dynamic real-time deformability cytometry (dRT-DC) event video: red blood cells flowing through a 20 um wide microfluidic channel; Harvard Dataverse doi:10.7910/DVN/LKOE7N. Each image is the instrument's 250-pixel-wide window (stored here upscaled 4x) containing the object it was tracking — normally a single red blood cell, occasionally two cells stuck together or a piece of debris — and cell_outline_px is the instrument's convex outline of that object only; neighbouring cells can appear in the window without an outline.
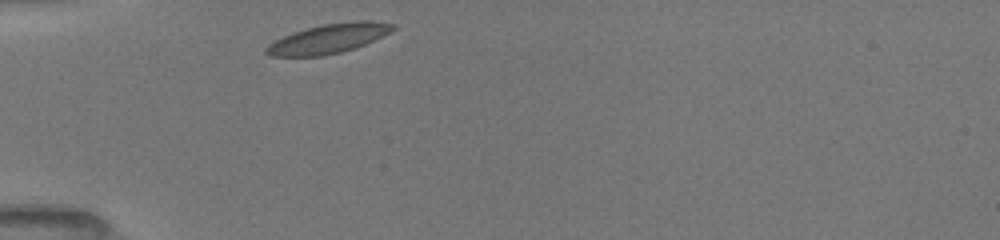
{"species": "common noctule bat (a hibernating species)", "species_latin": "Nyctalus noctula", "temperature_condition": "room temperature", "stored_images_in_passage": 22, "camera_frame_rate_fps": 3000, "um_per_image_px": 0.085, "animal": {"sex": "female", "body_mass_g": 19.5, "forearm_length_mm": 54.1}, "frame": {"image": 1, "passage_image": 1, "time_ms": 0.0, "image_size_px": [1000, 240], "cell_outline_px": [[396, 28], [364, 44], [340, 52], [320, 56], [268, 56], [264, 52], [264, 48], [268, 44], [284, 36], [308, 28], [324, 24], [356, 20], [368, 20], [396, 24]], "centroid_in_image_um": [27.9, 3.28], "position_along_channel_um": 57.1, "area_um2": 21.27}}
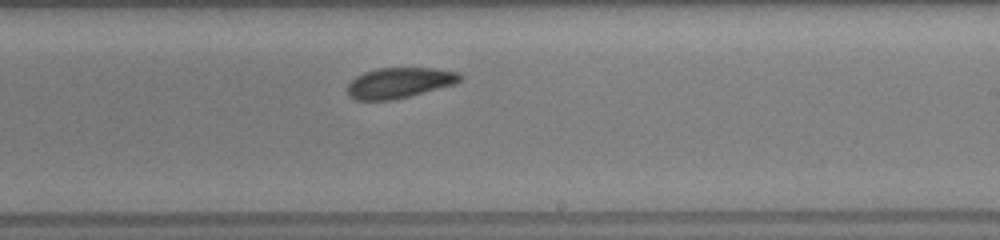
{"frame": {"image": 2, "passage_image": 13, "time_ms": 5.333, "image_size_px": [1000, 240], "cell_outline_px": [[460, 80], [452, 84], [408, 96], [388, 100], [356, 100], [348, 96], [348, 84], [356, 76], [364, 72], [376, 68], [432, 68], [460, 72]], "centroid_in_image_um": [33.89, 7.03], "position_along_channel_um": 255.1, "area_um2": 19.65}}
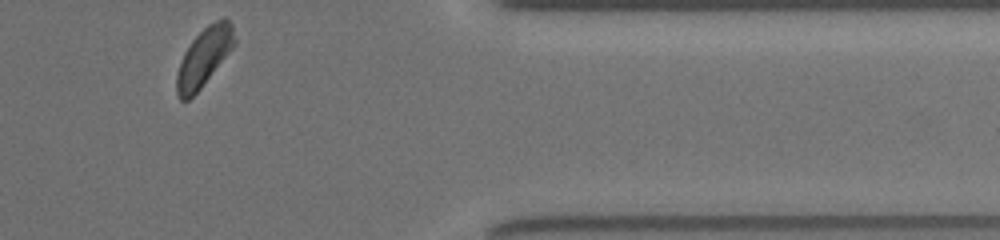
{"frame": {"image": 3, "passage_image": 22, "time_ms": 9.333, "image_size_px": [1000, 240], "cell_outline_px": [[236, 44], [200, 88], [188, 100], [180, 100], [176, 92], [176, 76], [184, 52], [192, 40], [208, 24], [224, 16], [232, 24], [236, 40]], "centroid_in_image_um": [17.35, 4.82], "position_along_channel_um": 394.0, "area_um2": 19.42}, "authors_computed_cell_mechanics": {"area_um2": 20.4323, "velocity_mm_per_s": 3.9359, "shape_relaxation_time_tau1_ms": 2.0211, "shape_relaxation_time_tau2_ms": null, "deformation_change_tau1": 0.0679, "deformation_change_tau2": null}}